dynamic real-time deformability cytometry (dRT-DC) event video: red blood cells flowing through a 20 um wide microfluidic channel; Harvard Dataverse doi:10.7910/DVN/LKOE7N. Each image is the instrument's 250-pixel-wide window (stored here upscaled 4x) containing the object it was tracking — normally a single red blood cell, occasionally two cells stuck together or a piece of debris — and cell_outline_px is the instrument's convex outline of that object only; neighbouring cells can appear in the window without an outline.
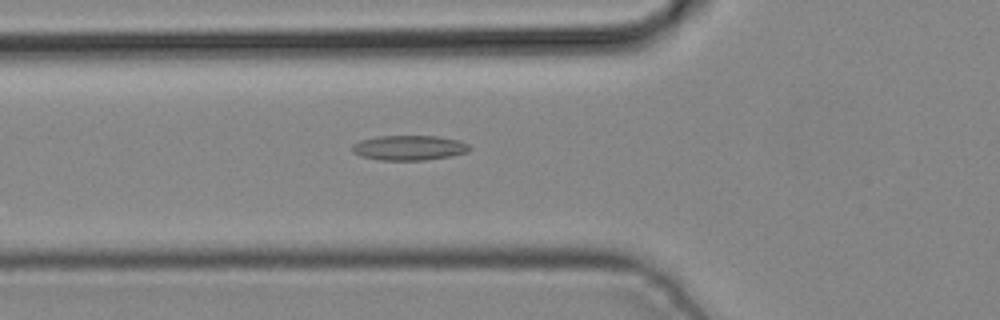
{"species": "common noctule bat (a hibernating species)", "species_latin": "Nyctalus noctula", "temperature_condition": "cold", "stored_images_in_passage": 4, "camera_frame_rate_fps": 3000, "um_per_image_px": 0.085, "animal": {"sex": "male", "body_mass_g": 19.2, "forearm_length_mm": 51.8}, "frame": {"image": 1, "passage_image": 4, "time_ms": 1.0, "image_size_px": [1000, 320], "cell_outline_px": [[472, 148], [468, 152], [452, 156], [424, 160], [380, 160], [360, 156], [352, 152], [352, 144], [360, 140], [376, 136], [436, 136], [460, 140], [468, 144]], "centroid_in_image_um": [34.78, 12.56], "position_along_channel_um": 91.0, "area_um2": 17.22}}